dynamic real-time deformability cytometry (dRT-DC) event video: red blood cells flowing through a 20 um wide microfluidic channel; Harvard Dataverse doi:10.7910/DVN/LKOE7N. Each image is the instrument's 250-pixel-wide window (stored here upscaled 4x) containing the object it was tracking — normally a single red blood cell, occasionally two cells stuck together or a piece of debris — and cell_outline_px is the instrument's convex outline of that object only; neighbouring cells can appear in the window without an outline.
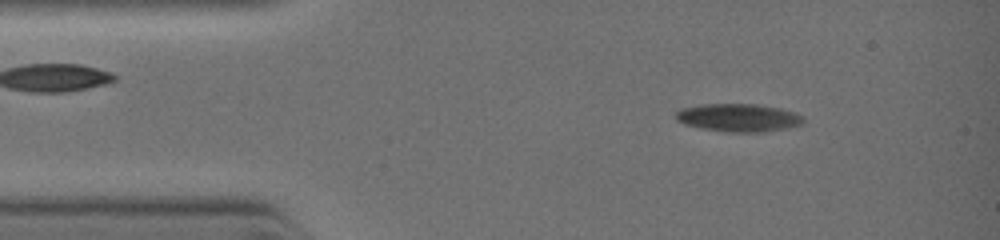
{"species": "common noctule bat (a hibernating species)", "species_latin": "Nyctalus noctula", "temperature_condition": "warm", "stored_images_in_passage": 65, "camera_frame_rate_fps": 3000, "um_per_image_px": 0.085, "animal": {"sex": "female", "body_mass_g": 19.0, "forearm_length_mm": 51.5}, "frame": {"image": 1, "passage_image": 11, "time_ms": 1.333, "image_size_px": [1000, 240], "cell_outline_px": [[804, 124], [788, 128], [764, 132], [728, 132], [700, 128], [684, 124], [676, 120], [676, 112], [680, 108], [704, 104], [756, 104], [780, 108], [796, 112], [804, 116]], "centroid_in_image_um": [62.81, 10.0], "position_along_channel_um": 22.2, "area_um2": 21.04}}
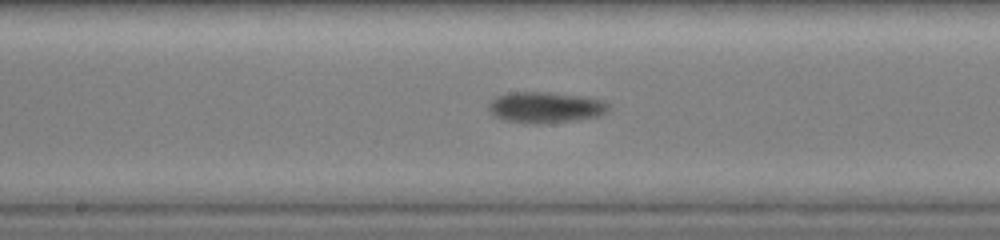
{"frame": {"image": 2, "passage_image": 44, "time_ms": 5.667, "image_size_px": [1000, 240], "cell_outline_px": [[608, 108], [604, 112], [596, 116], [540, 124], [524, 124], [504, 120], [496, 116], [488, 108], [488, 104], [496, 96], [512, 92], [548, 92], [588, 96], [604, 100], [608, 104]], "centroid_in_image_um": [46.33, 9.11], "position_along_channel_um": 201.9, "area_um2": 21.56}}
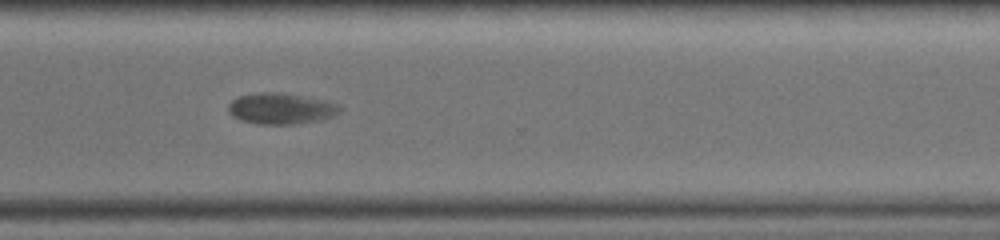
{"frame": {"image": 3, "passage_image": 64, "time_ms": 8.333, "image_size_px": [1000, 240], "cell_outline_px": [[340, 108], [332, 116], [316, 120], [296, 124], [256, 124], [232, 116], [228, 108], [228, 104], [232, 100], [240, 96], [260, 92], [280, 92], [324, 100], [336, 104]], "centroid_in_image_um": [23.82, 9.22], "position_along_channel_um": 346.8, "area_um2": 19.71}}